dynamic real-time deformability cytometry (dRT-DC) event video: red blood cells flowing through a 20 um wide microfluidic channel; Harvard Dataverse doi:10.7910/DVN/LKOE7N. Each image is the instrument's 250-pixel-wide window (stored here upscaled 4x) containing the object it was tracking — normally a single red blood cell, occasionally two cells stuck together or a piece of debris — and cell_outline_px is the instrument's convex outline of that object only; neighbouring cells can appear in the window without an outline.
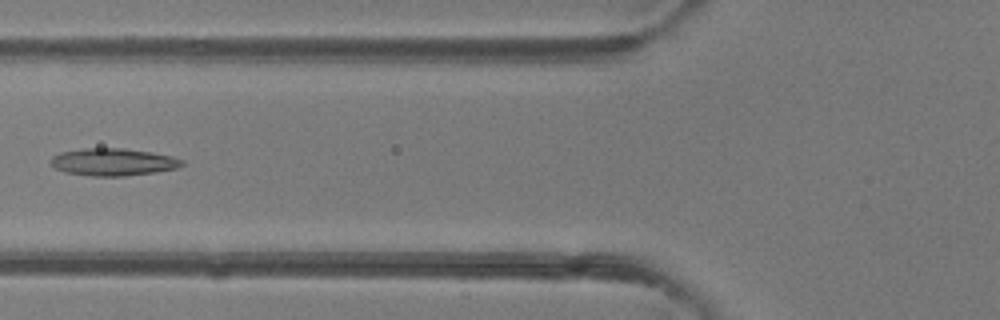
{"species": "common noctule bat (a hibernating species)", "species_latin": "Nyctalus noctula", "temperature_condition": "room temperature", "stored_images_in_passage": 6, "camera_frame_rate_fps": 3000, "um_per_image_px": 0.085, "animal": {"sex": "female"}, "frame": {"image": 1, "passage_image": 5, "time_ms": 1.333, "image_size_px": [1000, 320], "cell_outline_px": [[184, 164], [176, 168], [156, 172], [124, 176], [92, 176], [64, 172], [56, 168], [52, 164], [52, 156], [60, 152], [84, 148], [124, 148], [152, 152], [172, 156], [184, 160]], "centroid_in_image_um": [9.64, 13.76], "position_along_channel_um": 116.2, "area_um2": 20.92}}
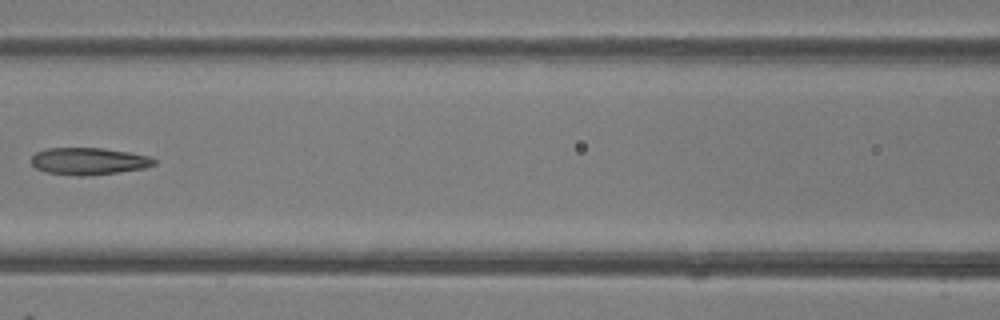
{"frame": {"image": 2, "passage_image": 6, "time_ms": 1.667, "image_size_px": [1000, 320], "cell_outline_px": [[156, 164], [144, 168], [116, 172], [48, 172], [36, 168], [32, 164], [32, 156], [36, 152], [44, 148], [100, 148], [128, 152], [148, 156], [156, 160]], "centroid_in_image_um": [7.56, 13.63], "position_along_channel_um": 159.0, "area_um2": 18.09}}